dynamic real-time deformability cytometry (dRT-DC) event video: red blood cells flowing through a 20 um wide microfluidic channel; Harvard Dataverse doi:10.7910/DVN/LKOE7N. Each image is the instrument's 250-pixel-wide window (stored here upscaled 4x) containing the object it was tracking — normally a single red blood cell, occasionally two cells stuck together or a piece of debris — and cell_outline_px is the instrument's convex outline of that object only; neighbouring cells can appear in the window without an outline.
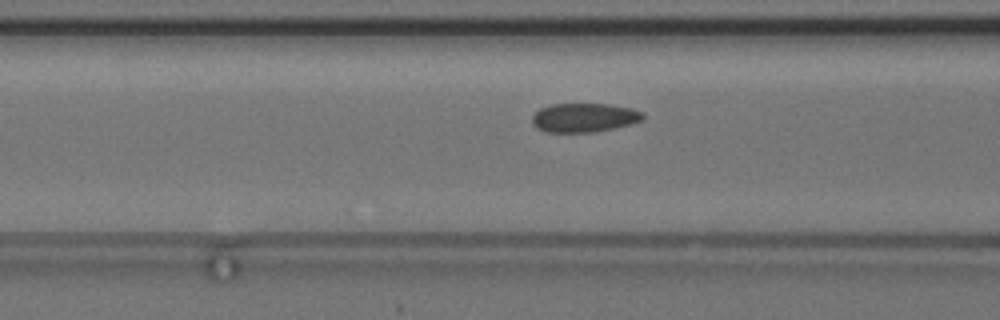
{"species": "common noctule bat (a hibernating species)", "species_latin": "Nyctalus noctula", "temperature_condition": "cold", "stored_images_in_passage": 37, "camera_frame_rate_fps": 3000, "um_per_image_px": 0.085, "animal": {"sex": "female", "body_mass_g": 24.6, "forearm_length_mm": 56.2}, "frame": {"image": 1, "passage_image": 11, "time_ms": 3.333, "image_size_px": [1000, 320], "cell_outline_px": [[644, 120], [632, 124], [592, 132], [544, 132], [536, 128], [532, 124], [532, 116], [540, 108], [552, 104], [608, 104], [632, 108], [644, 112]], "centroid_in_image_um": [49.66, 10.0], "position_along_channel_um": 116.9, "area_um2": 18.84}, "authors_computed_cell_mechanics": {"area_um2": 19.1896, "velocity_mm_per_s": 3.6547, "shape_relaxation_time_tau1_ms": null, "shape_relaxation_time_tau2_ms": 1.4405, "deformation_change_tau1": null, "deformation_change_tau2": 0.0504}}